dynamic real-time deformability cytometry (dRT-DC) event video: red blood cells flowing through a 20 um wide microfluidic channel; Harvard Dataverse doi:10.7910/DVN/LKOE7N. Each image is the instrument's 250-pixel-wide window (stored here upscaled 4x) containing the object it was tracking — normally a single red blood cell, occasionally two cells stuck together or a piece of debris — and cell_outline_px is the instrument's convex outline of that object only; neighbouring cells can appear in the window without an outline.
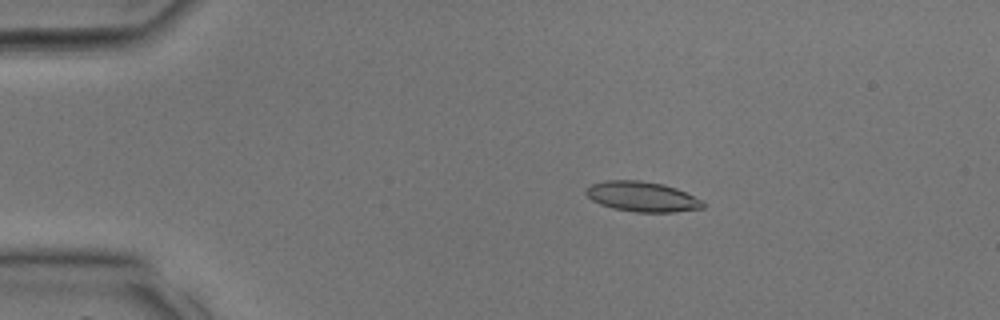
{"species": "common noctule bat (a hibernating species)", "species_latin": "Nyctalus noctula", "temperature_condition": "room temperature", "stored_images_in_passage": 35, "camera_frame_rate_fps": 3000, "um_per_image_px": 0.085, "animal": {"sex": "male", "body_mass_g": 17.9, "forearm_length_mm": 54.2}, "frame": {"image": 1, "passage_image": 7, "time_ms": 2.0, "image_size_px": [1000, 320], "cell_outline_px": [[704, 208], [676, 212], [636, 212], [612, 208], [600, 204], [592, 200], [584, 192], [584, 188], [592, 184], [604, 180], [640, 180], [664, 184], [676, 188], [704, 200]], "centroid_in_image_um": [54.58, 16.71], "position_along_channel_um": 30.4, "area_um2": 20.75}}
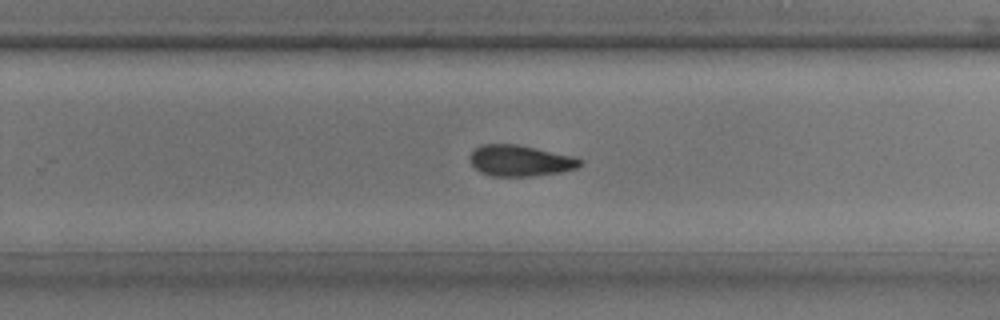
{"frame": {"image": 2, "passage_image": 23, "time_ms": 7.333, "image_size_px": [1000, 320], "cell_outline_px": [[584, 164], [576, 168], [560, 172], [532, 176], [492, 176], [480, 172], [472, 164], [468, 156], [480, 144], [516, 144], [572, 156], [584, 160]], "centroid_in_image_um": [44.21, 13.66], "position_along_channel_um": 285.6, "area_um2": 19.88}}
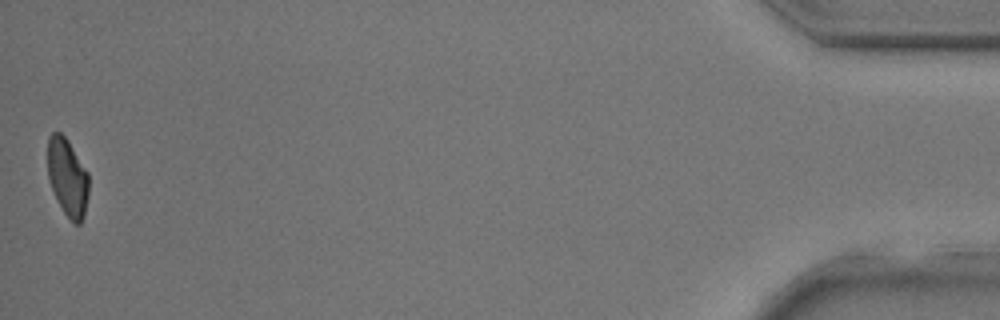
{"frame": {"image": 3, "passage_image": 35, "time_ms": 11.333, "image_size_px": [1000, 320], "cell_outline_px": [[88, 196], [84, 216], [80, 224], [76, 224], [64, 212], [52, 188], [48, 176], [48, 136], [52, 132], [60, 132], [68, 140], [88, 172]], "centroid_in_image_um": [5.75, 15.04], "position_along_channel_um": 429.5, "area_um2": 18.38}}